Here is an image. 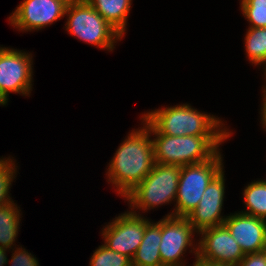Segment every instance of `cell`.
<instances>
[{
  "label": "cell",
  "instance_id": "6da1fadb",
  "mask_svg": "<svg viewBox=\"0 0 266 266\" xmlns=\"http://www.w3.org/2000/svg\"><path fill=\"white\" fill-rule=\"evenodd\" d=\"M143 126L128 134L107 169L108 182L116 187L117 193L123 198L142 182L155 164L152 135Z\"/></svg>",
  "mask_w": 266,
  "mask_h": 266
},
{
  "label": "cell",
  "instance_id": "7a4b0ae2",
  "mask_svg": "<svg viewBox=\"0 0 266 266\" xmlns=\"http://www.w3.org/2000/svg\"><path fill=\"white\" fill-rule=\"evenodd\" d=\"M142 117L159 133L170 136H231L219 118L202 113L189 104L163 107Z\"/></svg>",
  "mask_w": 266,
  "mask_h": 266
},
{
  "label": "cell",
  "instance_id": "3957f363",
  "mask_svg": "<svg viewBox=\"0 0 266 266\" xmlns=\"http://www.w3.org/2000/svg\"><path fill=\"white\" fill-rule=\"evenodd\" d=\"M142 123L154 134V161L159 164L185 166L212 159L219 145L230 136H170L159 134L143 117Z\"/></svg>",
  "mask_w": 266,
  "mask_h": 266
},
{
  "label": "cell",
  "instance_id": "277c9868",
  "mask_svg": "<svg viewBox=\"0 0 266 266\" xmlns=\"http://www.w3.org/2000/svg\"><path fill=\"white\" fill-rule=\"evenodd\" d=\"M65 15L68 33L97 48L112 51L122 38L86 0H70Z\"/></svg>",
  "mask_w": 266,
  "mask_h": 266
},
{
  "label": "cell",
  "instance_id": "5b68a950",
  "mask_svg": "<svg viewBox=\"0 0 266 266\" xmlns=\"http://www.w3.org/2000/svg\"><path fill=\"white\" fill-rule=\"evenodd\" d=\"M181 167L155 163L151 172L124 198L130 209L147 211L176 200Z\"/></svg>",
  "mask_w": 266,
  "mask_h": 266
},
{
  "label": "cell",
  "instance_id": "8992f818",
  "mask_svg": "<svg viewBox=\"0 0 266 266\" xmlns=\"http://www.w3.org/2000/svg\"><path fill=\"white\" fill-rule=\"evenodd\" d=\"M220 151L210 160L181 167L176 204L166 216L187 217L199 204L211 180L222 170Z\"/></svg>",
  "mask_w": 266,
  "mask_h": 266
},
{
  "label": "cell",
  "instance_id": "52a82bcc",
  "mask_svg": "<svg viewBox=\"0 0 266 266\" xmlns=\"http://www.w3.org/2000/svg\"><path fill=\"white\" fill-rule=\"evenodd\" d=\"M150 222L136 210L127 211L103 228L104 245L132 260Z\"/></svg>",
  "mask_w": 266,
  "mask_h": 266
},
{
  "label": "cell",
  "instance_id": "ba28073f",
  "mask_svg": "<svg viewBox=\"0 0 266 266\" xmlns=\"http://www.w3.org/2000/svg\"><path fill=\"white\" fill-rule=\"evenodd\" d=\"M32 54L0 47V93L8 100L10 92L30 96L32 91Z\"/></svg>",
  "mask_w": 266,
  "mask_h": 266
},
{
  "label": "cell",
  "instance_id": "9c48e42d",
  "mask_svg": "<svg viewBox=\"0 0 266 266\" xmlns=\"http://www.w3.org/2000/svg\"><path fill=\"white\" fill-rule=\"evenodd\" d=\"M198 234H201L202 238L190 251H193L195 258L237 266L245 256L224 225L204 229Z\"/></svg>",
  "mask_w": 266,
  "mask_h": 266
},
{
  "label": "cell",
  "instance_id": "30bf717a",
  "mask_svg": "<svg viewBox=\"0 0 266 266\" xmlns=\"http://www.w3.org/2000/svg\"><path fill=\"white\" fill-rule=\"evenodd\" d=\"M197 232L186 217L164 216L161 219V262L164 266H185L183 254L194 246L193 235ZM182 258V259H181Z\"/></svg>",
  "mask_w": 266,
  "mask_h": 266
},
{
  "label": "cell",
  "instance_id": "8fae6325",
  "mask_svg": "<svg viewBox=\"0 0 266 266\" xmlns=\"http://www.w3.org/2000/svg\"><path fill=\"white\" fill-rule=\"evenodd\" d=\"M70 0H24L9 16L20 31H34L53 24L65 16Z\"/></svg>",
  "mask_w": 266,
  "mask_h": 266
},
{
  "label": "cell",
  "instance_id": "7c38bea8",
  "mask_svg": "<svg viewBox=\"0 0 266 266\" xmlns=\"http://www.w3.org/2000/svg\"><path fill=\"white\" fill-rule=\"evenodd\" d=\"M224 175L222 169L206 187L197 207L186 217L197 234L204 229L223 225L227 218L221 216L225 194Z\"/></svg>",
  "mask_w": 266,
  "mask_h": 266
},
{
  "label": "cell",
  "instance_id": "4fadbf2b",
  "mask_svg": "<svg viewBox=\"0 0 266 266\" xmlns=\"http://www.w3.org/2000/svg\"><path fill=\"white\" fill-rule=\"evenodd\" d=\"M223 225L237 241L244 254L266 248V220L242 212L230 214Z\"/></svg>",
  "mask_w": 266,
  "mask_h": 266
},
{
  "label": "cell",
  "instance_id": "5bb4252c",
  "mask_svg": "<svg viewBox=\"0 0 266 266\" xmlns=\"http://www.w3.org/2000/svg\"><path fill=\"white\" fill-rule=\"evenodd\" d=\"M160 243L161 219L146 226L142 241L132 258V266H164L160 257Z\"/></svg>",
  "mask_w": 266,
  "mask_h": 266
},
{
  "label": "cell",
  "instance_id": "9a60e30c",
  "mask_svg": "<svg viewBox=\"0 0 266 266\" xmlns=\"http://www.w3.org/2000/svg\"><path fill=\"white\" fill-rule=\"evenodd\" d=\"M122 37L132 0H86Z\"/></svg>",
  "mask_w": 266,
  "mask_h": 266
},
{
  "label": "cell",
  "instance_id": "2e32d148",
  "mask_svg": "<svg viewBox=\"0 0 266 266\" xmlns=\"http://www.w3.org/2000/svg\"><path fill=\"white\" fill-rule=\"evenodd\" d=\"M13 202L0 207V247L9 249L17 239L20 226V209Z\"/></svg>",
  "mask_w": 266,
  "mask_h": 266
},
{
  "label": "cell",
  "instance_id": "e0dca14e",
  "mask_svg": "<svg viewBox=\"0 0 266 266\" xmlns=\"http://www.w3.org/2000/svg\"><path fill=\"white\" fill-rule=\"evenodd\" d=\"M243 197L246 211L242 213L266 220V179L248 184Z\"/></svg>",
  "mask_w": 266,
  "mask_h": 266
},
{
  "label": "cell",
  "instance_id": "ac0fdd59",
  "mask_svg": "<svg viewBox=\"0 0 266 266\" xmlns=\"http://www.w3.org/2000/svg\"><path fill=\"white\" fill-rule=\"evenodd\" d=\"M244 41L248 60L254 65H264L266 63V27H249Z\"/></svg>",
  "mask_w": 266,
  "mask_h": 266
},
{
  "label": "cell",
  "instance_id": "d6986e66",
  "mask_svg": "<svg viewBox=\"0 0 266 266\" xmlns=\"http://www.w3.org/2000/svg\"><path fill=\"white\" fill-rule=\"evenodd\" d=\"M240 8L250 27H266V0H241Z\"/></svg>",
  "mask_w": 266,
  "mask_h": 266
},
{
  "label": "cell",
  "instance_id": "ffe728a7",
  "mask_svg": "<svg viewBox=\"0 0 266 266\" xmlns=\"http://www.w3.org/2000/svg\"><path fill=\"white\" fill-rule=\"evenodd\" d=\"M89 264L90 266H132V260L103 244L95 250Z\"/></svg>",
  "mask_w": 266,
  "mask_h": 266
},
{
  "label": "cell",
  "instance_id": "44dd1931",
  "mask_svg": "<svg viewBox=\"0 0 266 266\" xmlns=\"http://www.w3.org/2000/svg\"><path fill=\"white\" fill-rule=\"evenodd\" d=\"M15 160L12 158H2L0 159V207L13 202L12 198L9 196V189L12 185V181L16 177L17 166ZM15 174V175H14Z\"/></svg>",
  "mask_w": 266,
  "mask_h": 266
},
{
  "label": "cell",
  "instance_id": "7402d4cb",
  "mask_svg": "<svg viewBox=\"0 0 266 266\" xmlns=\"http://www.w3.org/2000/svg\"><path fill=\"white\" fill-rule=\"evenodd\" d=\"M11 264L10 266H39L38 260L34 255H31L24 248L16 247V250L13 249V253L11 256Z\"/></svg>",
  "mask_w": 266,
  "mask_h": 266
},
{
  "label": "cell",
  "instance_id": "603a6c76",
  "mask_svg": "<svg viewBox=\"0 0 266 266\" xmlns=\"http://www.w3.org/2000/svg\"><path fill=\"white\" fill-rule=\"evenodd\" d=\"M237 266H266V251L245 254Z\"/></svg>",
  "mask_w": 266,
  "mask_h": 266
},
{
  "label": "cell",
  "instance_id": "cb8c5ba5",
  "mask_svg": "<svg viewBox=\"0 0 266 266\" xmlns=\"http://www.w3.org/2000/svg\"><path fill=\"white\" fill-rule=\"evenodd\" d=\"M196 261L193 263V266H235V265H228L223 263H217V262H210L206 261L200 258H196Z\"/></svg>",
  "mask_w": 266,
  "mask_h": 266
},
{
  "label": "cell",
  "instance_id": "d4e9b609",
  "mask_svg": "<svg viewBox=\"0 0 266 266\" xmlns=\"http://www.w3.org/2000/svg\"><path fill=\"white\" fill-rule=\"evenodd\" d=\"M263 103H262V107H261V122H262V126L263 128L266 129V88L263 89Z\"/></svg>",
  "mask_w": 266,
  "mask_h": 266
},
{
  "label": "cell",
  "instance_id": "484cf974",
  "mask_svg": "<svg viewBox=\"0 0 266 266\" xmlns=\"http://www.w3.org/2000/svg\"><path fill=\"white\" fill-rule=\"evenodd\" d=\"M6 251L7 249L0 247V266H4L5 264H7V262H9L7 259Z\"/></svg>",
  "mask_w": 266,
  "mask_h": 266
},
{
  "label": "cell",
  "instance_id": "4316f807",
  "mask_svg": "<svg viewBox=\"0 0 266 266\" xmlns=\"http://www.w3.org/2000/svg\"><path fill=\"white\" fill-rule=\"evenodd\" d=\"M8 100L0 93V105H6Z\"/></svg>",
  "mask_w": 266,
  "mask_h": 266
},
{
  "label": "cell",
  "instance_id": "83f0119b",
  "mask_svg": "<svg viewBox=\"0 0 266 266\" xmlns=\"http://www.w3.org/2000/svg\"><path fill=\"white\" fill-rule=\"evenodd\" d=\"M264 69H265V70H264V72H265L264 75H265V77H266V63L264 64ZM265 79H266V78H265ZM264 88H266V86H265Z\"/></svg>",
  "mask_w": 266,
  "mask_h": 266
}]
</instances>
